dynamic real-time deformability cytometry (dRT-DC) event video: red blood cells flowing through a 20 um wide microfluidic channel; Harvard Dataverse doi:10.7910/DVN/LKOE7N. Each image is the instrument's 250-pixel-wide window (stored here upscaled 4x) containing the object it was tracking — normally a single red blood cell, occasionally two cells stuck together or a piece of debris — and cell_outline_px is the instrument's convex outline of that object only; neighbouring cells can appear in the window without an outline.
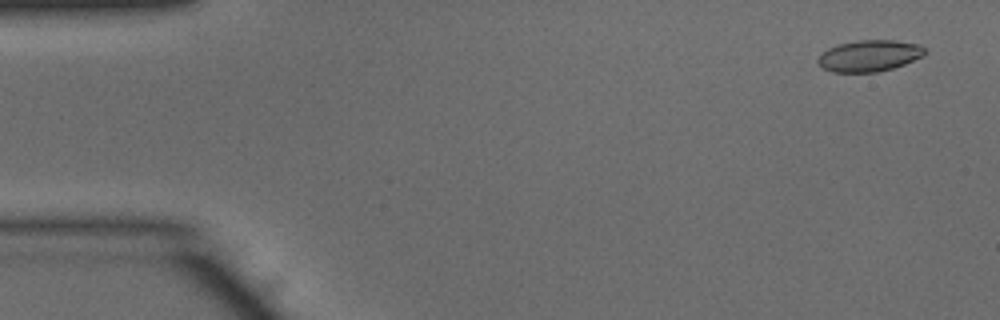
{"species": "common noctule bat (a hibernating species)", "species_latin": "Nyctalus noctula", "temperature_condition": "warm", "stored_images_in_passage": 13, "camera_frame_rate_fps": 3000, "um_per_image_px": 0.085, "animal": {"sex": "male", "body_mass_g": 15.6}, "frame": {"image": 1, "passage_image": 3, "time_ms": 0.667, "image_size_px": [1000, 320], "cell_outline_px": [[928, 52], [924, 56], [904, 64], [892, 68], [876, 72], [832, 72], [824, 68], [816, 60], [828, 48], [840, 44], [856, 40], [896, 40], [920, 44]], "centroid_in_image_um": [73.94, 4.73], "position_along_channel_um": 11.1, "area_um2": 19.54}}